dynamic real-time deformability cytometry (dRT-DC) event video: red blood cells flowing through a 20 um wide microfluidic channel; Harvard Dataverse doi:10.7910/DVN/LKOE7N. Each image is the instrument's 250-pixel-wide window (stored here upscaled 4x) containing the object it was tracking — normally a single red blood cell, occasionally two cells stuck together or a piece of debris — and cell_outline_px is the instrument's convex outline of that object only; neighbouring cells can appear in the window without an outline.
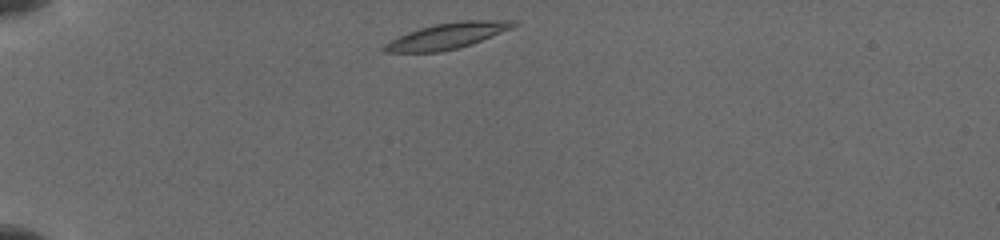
{"species": "common noctule bat (a hibernating species)", "species_latin": "Nyctalus noctula", "temperature_condition": "cold", "stored_images_in_passage": 3, "camera_frame_rate_fps": 3000, "um_per_image_px": 0.085, "animal": {"sex": "female", "body_mass_g": 19.5, "forearm_length_mm": 54.1}, "frame": {"image": 1, "passage_image": 1, "time_ms": 0.0, "image_size_px": [1000, 240], "cell_outline_px": [[520, 24], [512, 28], [472, 44], [460, 48], [440, 52], [384, 52], [380, 48], [384, 44], [408, 32], [432, 24], [460, 20], [516, 20]], "centroid_in_image_um": [38.05, 3.04], "position_along_channel_um": 47.0, "area_um2": 19.65}}
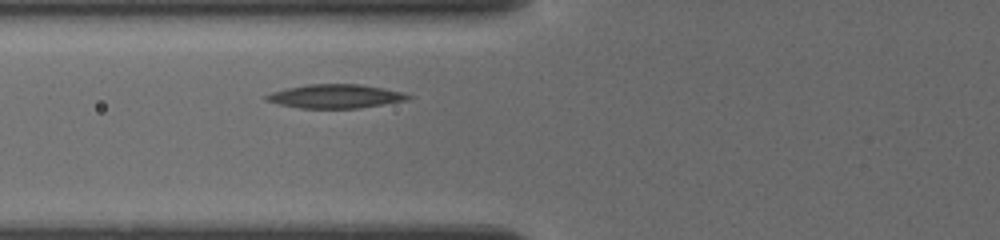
{"frame": {"image": 2, "passage_image": 3, "time_ms": 2.333, "image_size_px": [1000, 240], "cell_outline_px": [[412, 96], [408, 100], [356, 108], [300, 108], [280, 104], [264, 100], [264, 96], [272, 92], [284, 88], [308, 84], [360, 84], [400, 92]], "centroid_in_image_um": [28.44, 8.18], "position_along_channel_um": 97.4, "area_um2": 19.42}}